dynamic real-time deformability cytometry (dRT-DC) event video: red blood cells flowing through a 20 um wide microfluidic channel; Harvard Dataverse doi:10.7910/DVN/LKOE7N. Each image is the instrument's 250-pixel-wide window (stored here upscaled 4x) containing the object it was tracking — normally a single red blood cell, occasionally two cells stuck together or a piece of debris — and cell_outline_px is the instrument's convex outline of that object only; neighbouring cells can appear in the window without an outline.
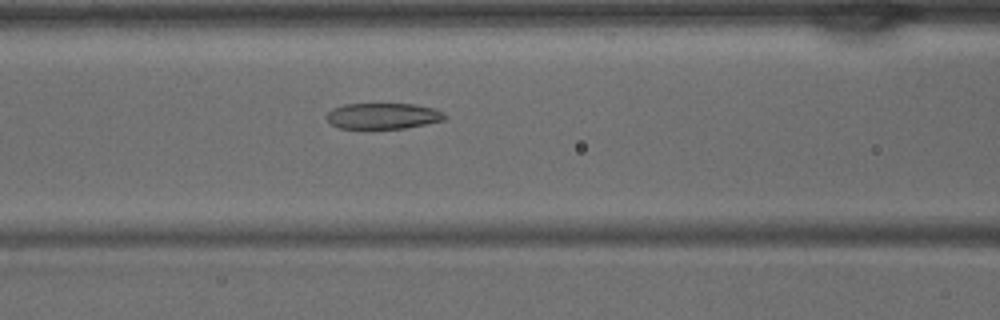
{"species": "common noctule bat (a hibernating species)", "species_latin": "Nyctalus noctula", "temperature_condition": "warm", "stored_images_in_passage": 41, "camera_frame_rate_fps": 3000, "um_per_image_px": 0.085, "animal": {"sex": "male", "body_mass_g": 15.6}, "frame": {"image": 1, "passage_image": 17, "time_ms": 5.333, "image_size_px": [1000, 320], "cell_outline_px": [[448, 116], [444, 120], [428, 124], [404, 128], [368, 132], [340, 128], [332, 124], [324, 116], [332, 108], [344, 104], [416, 104], [432, 108], [444, 112]], "centroid_in_image_um": [32.52, 9.91], "position_along_channel_um": 134.1, "area_um2": 18.84}}
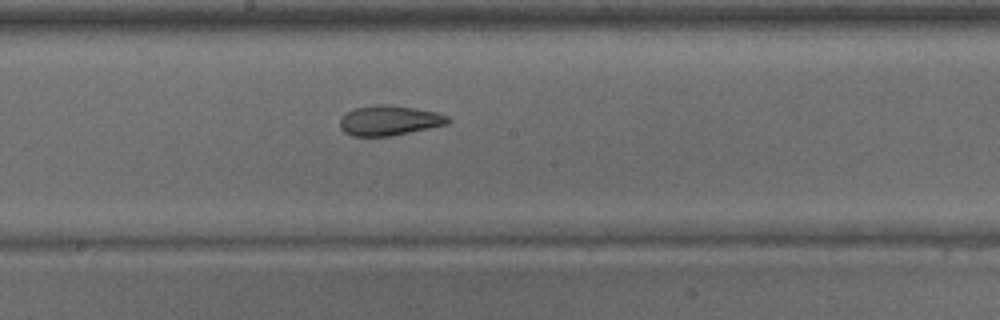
{"frame": {"image": 2, "passage_image": 22, "time_ms": 7.0, "image_size_px": [1000, 320], "cell_outline_px": [[452, 120], [448, 124], [392, 136], [352, 136], [344, 132], [340, 128], [340, 116], [356, 108], [376, 104], [388, 104], [416, 108], [436, 112], [448, 116]], "centroid_in_image_um": [33.1, 10.24], "position_along_channel_um": 215.1, "area_um2": 19.02}}
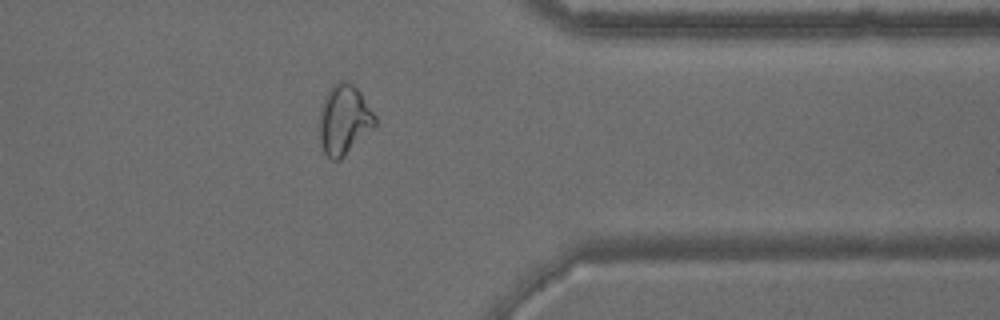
{"frame": {"image": 3, "passage_image": 33, "time_ms": 10.667, "image_size_px": [1000, 320], "cell_outline_px": [[376, 124], [340, 160], [332, 160], [324, 152], [320, 144], [320, 108], [324, 96], [332, 84], [340, 80], [344, 80], [352, 84], [360, 92], [376, 116]], "centroid_in_image_um": [29.22, 10.15], "position_along_channel_um": 382.2, "area_um2": 22.43}}